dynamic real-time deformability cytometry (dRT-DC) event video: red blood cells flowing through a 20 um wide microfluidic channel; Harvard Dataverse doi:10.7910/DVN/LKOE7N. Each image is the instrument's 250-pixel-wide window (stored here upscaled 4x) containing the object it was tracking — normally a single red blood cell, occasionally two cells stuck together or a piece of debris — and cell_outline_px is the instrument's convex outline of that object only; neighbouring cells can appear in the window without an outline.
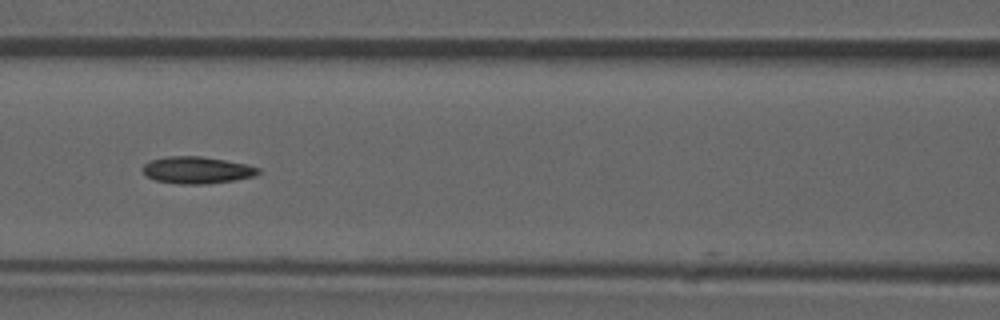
{"species": "common noctule bat (a hibernating species)", "species_latin": "Nyctalus noctula", "temperature_condition": "room temperature", "stored_images_in_passage": 42, "camera_frame_rate_fps": 3000, "um_per_image_px": 0.085, "animal": {"sex": "male", "forearm_length_mm": 52.5}, "frame": {"image": 1, "passage_image": 13, "time_ms": 4.0, "image_size_px": [1000, 320], "cell_outline_px": [[260, 172], [252, 176], [236, 180], [208, 184], [180, 184], [156, 180], [148, 176], [144, 172], [144, 164], [152, 160], [168, 156], [200, 156], [248, 164], [260, 168]], "centroid_in_image_um": [16.78, 14.46], "position_along_channel_um": 149.8, "area_um2": 17.98}, "authors_computed_cell_mechanics": {"area_um2": 17.629, "velocity_mm_per_s": 3.8693, "shape_relaxation_time_tau1_ms": null, "shape_relaxation_time_tau2_ms": 7.2215, "deformation_change_tau1": null, "deformation_change_tau2": 0.148}}